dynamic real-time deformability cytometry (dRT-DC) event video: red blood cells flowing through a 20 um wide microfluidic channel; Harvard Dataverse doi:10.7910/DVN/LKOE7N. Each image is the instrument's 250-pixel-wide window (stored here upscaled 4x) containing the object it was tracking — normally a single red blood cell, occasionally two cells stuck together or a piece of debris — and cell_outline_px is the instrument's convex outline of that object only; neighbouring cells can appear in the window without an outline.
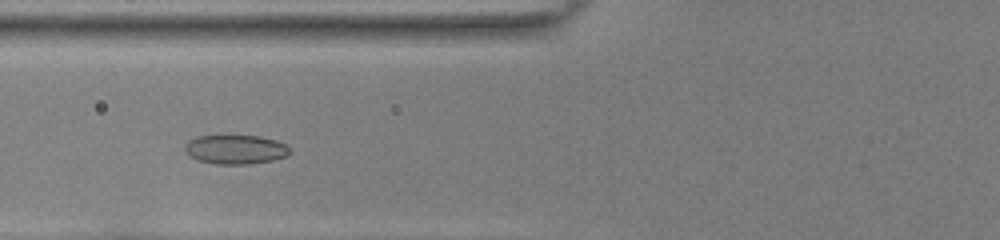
{"species": "common noctule bat (a hibernating species)", "species_latin": "Nyctalus noctula", "temperature_condition": "room temperature", "stored_images_in_passage": 50, "camera_frame_rate_fps": 3000, "um_per_image_px": 0.085, "animal": {"sex": "female", "body_mass_g": 22.0, "forearm_length_mm": 56.7}, "frame": {"image": 1, "passage_image": 19, "time_ms": 6.0, "image_size_px": [1000, 240], "cell_outline_px": [[292, 152], [288, 156], [272, 160], [248, 164], [216, 164], [200, 160], [192, 156], [184, 148], [188, 140], [196, 136], [260, 136], [276, 140], [284, 144]], "centroid_in_image_um": [20.06, 12.7], "position_along_channel_um": 105.7, "area_um2": 17.63}}
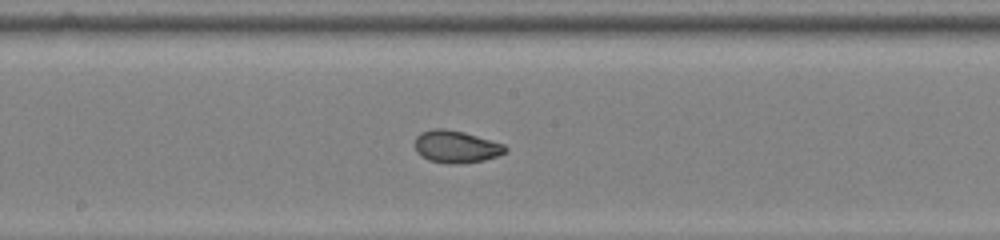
{"frame": {"image": 2, "passage_image": 27, "time_ms": 8.667, "image_size_px": [1000, 240], "cell_outline_px": [[508, 148], [504, 152], [496, 156], [484, 160], [460, 164], [448, 164], [428, 160], [416, 152], [416, 136], [420, 132], [432, 128], [444, 128], [464, 132], [504, 144]], "centroid_in_image_um": [38.74, 12.47], "position_along_channel_um": 209.5, "area_um2": 17.05}}
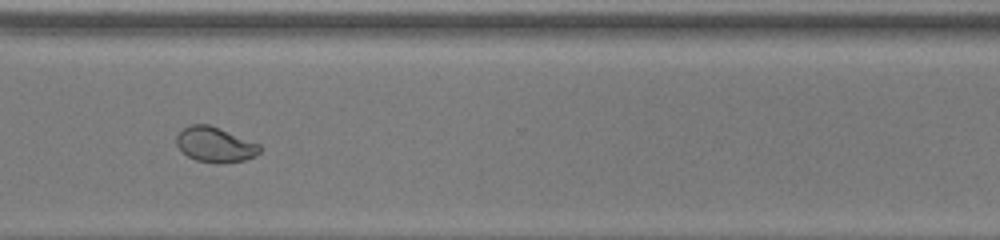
{"frame": {"image": 3, "passage_image": 38, "time_ms": 12.333, "image_size_px": [1000, 240], "cell_outline_px": [[260, 152], [244, 160], [224, 164], [216, 164], [196, 160], [188, 156], [176, 144], [176, 136], [184, 128], [192, 124], [208, 124], [260, 144]], "centroid_in_image_um": [18.27, 12.31], "position_along_channel_um": 352.3, "area_um2": 16.88}, "authors_computed_cell_mechanics": {"area_um2": 18.3804, "velocity_mm_per_s": 3.8817, "shape_relaxation_time_tau1_ms": 3.6696, "shape_relaxation_time_tau2_ms": null, "deformation_change_tau1": 0.1219, "deformation_change_tau2": null}}